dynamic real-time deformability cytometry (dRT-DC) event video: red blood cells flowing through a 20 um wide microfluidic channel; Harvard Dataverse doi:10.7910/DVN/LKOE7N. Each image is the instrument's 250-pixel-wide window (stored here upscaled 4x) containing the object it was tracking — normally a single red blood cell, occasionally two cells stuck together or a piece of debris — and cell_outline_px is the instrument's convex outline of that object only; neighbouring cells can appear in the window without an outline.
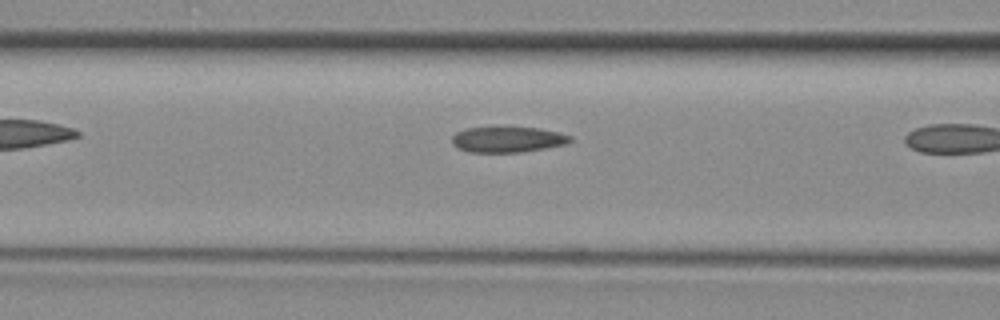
{"species": "common noctule bat (a hibernating species)", "species_latin": "Nyctalus noctula", "temperature_condition": "room temperature", "stored_images_in_passage": 7, "camera_frame_rate_fps": 3000, "um_per_image_px": 0.085, "animal": {"sex": "female", "body_mass_g": 29.2, "forearm_length_mm": 56.3}, "frame": {"image": 1, "passage_image": 6, "time_ms": 1.667, "image_size_px": [1000, 320], "cell_outline_px": [[572, 140], [564, 144], [544, 148], [520, 152], [468, 152], [452, 144], [452, 136], [456, 132], [468, 128], [540, 128], [572, 136]], "centroid_in_image_um": [43.13, 11.86], "position_along_channel_um": 123.5, "area_um2": 17.28}}